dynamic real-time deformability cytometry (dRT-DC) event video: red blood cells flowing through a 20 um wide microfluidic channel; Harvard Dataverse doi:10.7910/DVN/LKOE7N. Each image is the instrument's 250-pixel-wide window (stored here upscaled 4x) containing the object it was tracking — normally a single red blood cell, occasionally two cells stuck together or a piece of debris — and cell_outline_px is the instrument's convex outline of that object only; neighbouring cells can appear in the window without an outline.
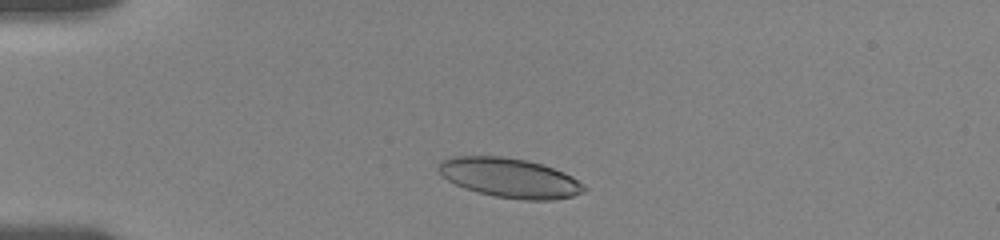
{"species": "human", "species_latin": "Homo sapiens", "temperature_condition": "room temperature", "stored_images_in_passage": 42, "camera_frame_rate_fps": 3000, "um_per_image_px": 0.085, "donor": {"sex": "female"}, "frame": {"image": 1, "passage_image": 7, "time_ms": 2.0, "image_size_px": [1000, 240], "cell_outline_px": [[588, 188], [584, 192], [572, 196], [552, 200], [524, 200], [496, 196], [464, 188], [440, 176], [436, 168], [440, 160], [456, 156], [500, 156], [528, 160], [564, 172], [572, 176], [584, 184]], "centroid_in_image_um": [43.31, 15.11], "position_along_channel_um": 41.7, "area_um2": 33.58}}
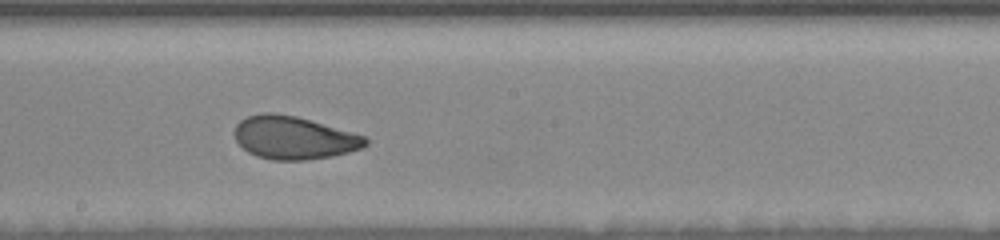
{"frame": {"image": 2, "passage_image": 25, "time_ms": 8.0, "image_size_px": [1000, 240], "cell_outline_px": [[368, 144], [364, 148], [332, 156], [304, 160], [272, 160], [256, 156], [248, 152], [236, 140], [232, 132], [236, 124], [240, 120], [248, 116], [260, 112], [272, 112], [296, 116], [364, 136], [368, 140]], "centroid_in_image_um": [24.94, 11.7], "position_along_channel_um": 223.3, "area_um2": 32.77}}
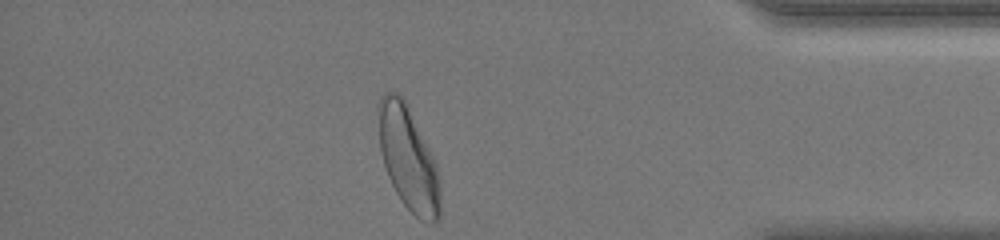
{"frame": {"image": 3, "passage_image": 42, "time_ms": 13.667, "image_size_px": [1000, 240], "cell_outline_px": [[440, 216], [432, 224], [420, 220], [404, 204], [396, 192], [388, 176], [380, 152], [376, 108], [376, 104], [380, 96], [384, 92], [400, 92], [408, 104], [436, 164], [440, 176]], "centroid_in_image_um": [34.68, 13.4], "position_along_channel_um": 400.5, "area_um2": 37.86}, "authors_computed_cell_mechanics": {"area_um2": 32.946, "velocity_mm_per_s": 3.6222, "shape_relaxation_time_tau1_ms": 4.1214, "shape_relaxation_time_tau2_ms": 1.3247, "deformation_change_tau1": 0.1536, "deformation_change_tau2": 0.0654}}